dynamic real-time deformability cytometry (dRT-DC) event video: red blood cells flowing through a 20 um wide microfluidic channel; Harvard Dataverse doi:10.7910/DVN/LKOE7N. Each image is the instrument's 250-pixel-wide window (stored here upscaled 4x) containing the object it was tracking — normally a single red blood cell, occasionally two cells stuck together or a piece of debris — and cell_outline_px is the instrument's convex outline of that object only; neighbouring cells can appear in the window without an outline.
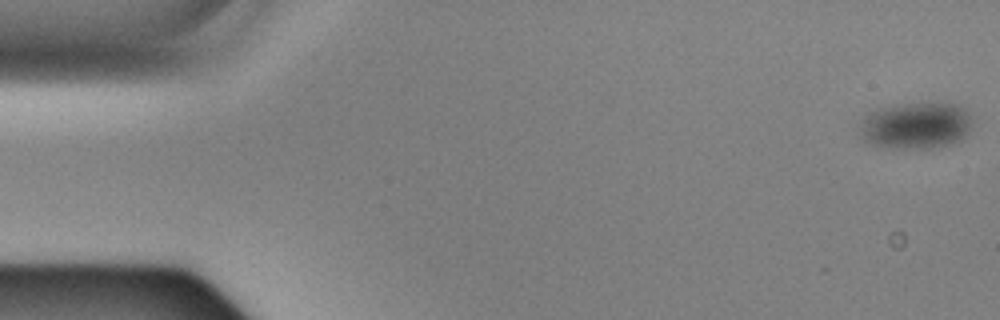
{"species": "Egyptian fruit bat (a non-hibernating species)", "species_latin": "Rousettus aegyptiacus", "temperature_condition": "cold", "stored_images_in_passage": 57, "camera_frame_rate_fps": 3000, "um_per_image_px": 0.085, "animal": {"sex": "male"}, "frame": {"image": 1, "passage_image": 1, "time_ms": 0.0, "image_size_px": [1000, 320], "cell_outline_px": [[972, 124], [968, 132], [960, 140], [952, 144], [928, 148], [884, 148], [868, 144], [864, 140], [860, 132], [860, 120], [868, 112], [880, 108], [900, 104], [960, 104], [968, 108], [972, 116]], "centroid_in_image_um": [77.85, 10.68], "position_along_channel_um": 7.1, "area_um2": 31.04}}
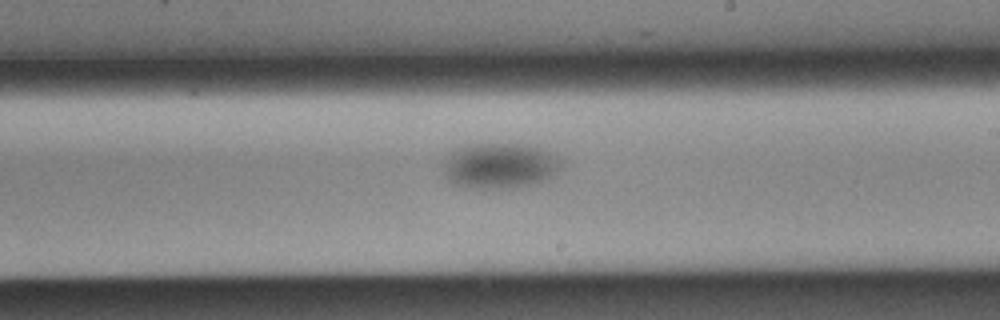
{"frame": {"image": 2, "passage_image": 33, "time_ms": 10.667, "image_size_px": [1000, 320], "cell_outline_px": [[560, 164], [548, 176], [540, 180], [520, 184], [464, 184], [452, 180], [448, 176], [448, 160], [464, 152], [476, 148], [524, 148], [540, 152], [548, 156]], "centroid_in_image_um": [42.53, 14.14], "position_along_channel_um": 246.5, "area_um2": 24.22}}
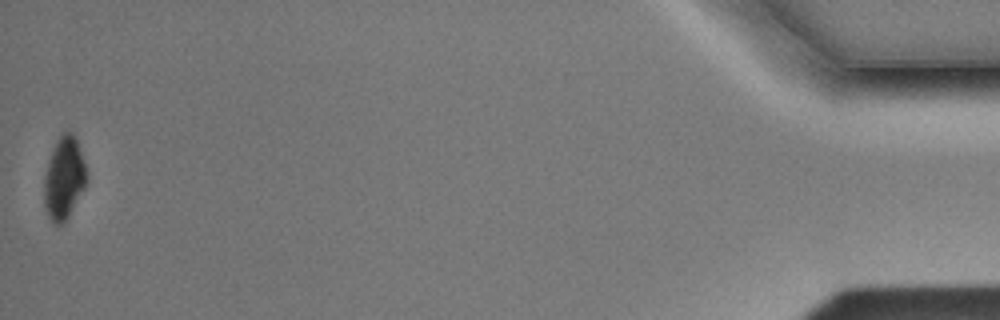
{"frame": {"image": 3, "passage_image": 57, "time_ms": 18.667, "image_size_px": [1000, 320], "cell_outline_px": [[88, 176], [84, 188], [64, 224], [56, 224], [48, 216], [44, 204], [44, 176], [56, 140], [64, 132], [72, 132], [76, 140], [84, 160], [88, 172]], "centroid_in_image_um": [5.45, 15.16], "position_along_channel_um": 429.7, "area_um2": 20.17}}